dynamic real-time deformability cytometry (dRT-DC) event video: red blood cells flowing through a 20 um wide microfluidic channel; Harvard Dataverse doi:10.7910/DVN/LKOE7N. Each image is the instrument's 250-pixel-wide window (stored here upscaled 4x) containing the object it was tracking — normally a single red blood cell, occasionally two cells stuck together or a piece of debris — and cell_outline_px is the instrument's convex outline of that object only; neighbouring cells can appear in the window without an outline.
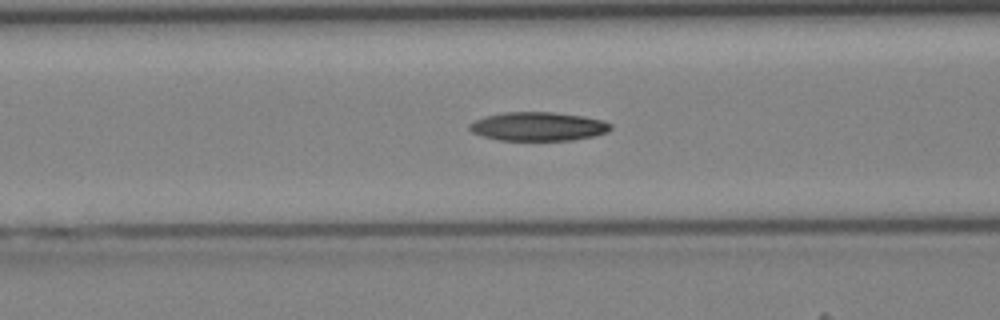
{"species": "Egyptian fruit bat (a non-hibernating species)", "species_latin": "Rousettus aegyptiacus", "temperature_condition": "cold", "stored_images_in_passage": 40, "camera_frame_rate_fps": 3000, "um_per_image_px": 0.085, "animal": {"sex": "female"}, "frame": {"image": 1, "passage_image": 15, "time_ms": 4.667, "image_size_px": [1000, 320], "cell_outline_px": [[612, 128], [608, 132], [592, 136], [572, 140], [500, 140], [484, 136], [472, 132], [468, 128], [468, 124], [484, 116], [504, 112], [552, 112], [584, 116], [600, 120], [612, 124]], "centroid_in_image_um": [45.73, 10.74], "position_along_channel_um": 120.9, "area_um2": 23.58}}
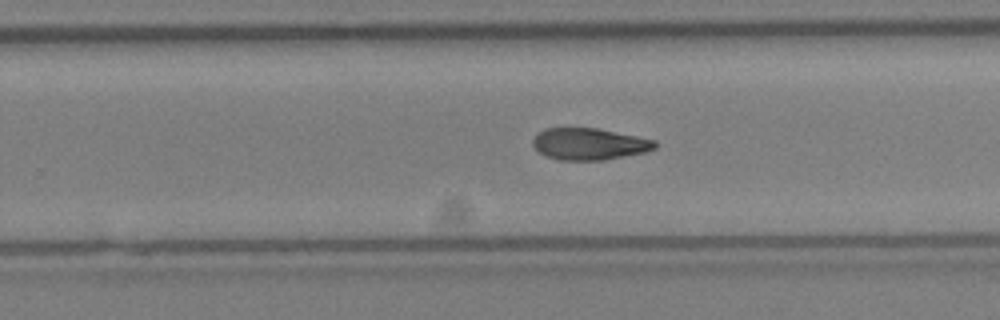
{"frame": {"image": 2, "passage_image": 25, "time_ms": 8.0, "image_size_px": [1000, 320], "cell_outline_px": [[656, 148], [644, 152], [604, 160], [560, 160], [548, 156], [540, 152], [532, 144], [532, 140], [536, 132], [544, 128], [596, 128], [656, 140]], "centroid_in_image_um": [50.06, 12.23], "position_along_channel_um": 279.7, "area_um2": 22.48}}
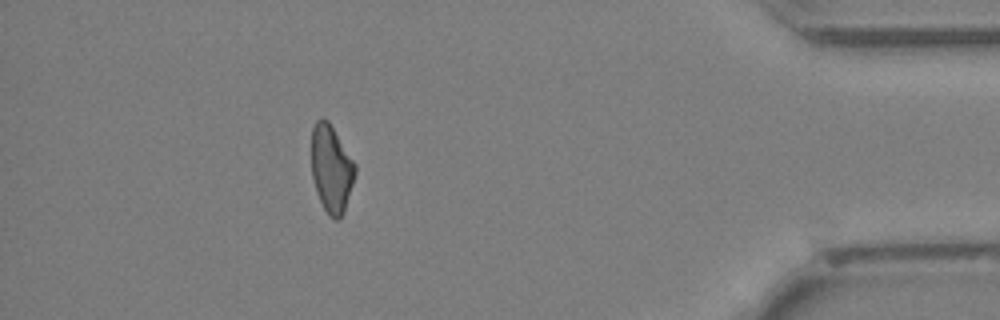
{"frame": {"image": 3, "passage_image": 36, "time_ms": 11.667, "image_size_px": [1000, 320], "cell_outline_px": [[356, 172], [344, 212], [336, 220], [328, 216], [316, 192], [312, 176], [312, 128], [316, 120], [320, 116], [328, 120], [356, 164]], "centroid_in_image_um": [28.16, 14.32], "position_along_channel_um": 407.0, "area_um2": 22.2}}